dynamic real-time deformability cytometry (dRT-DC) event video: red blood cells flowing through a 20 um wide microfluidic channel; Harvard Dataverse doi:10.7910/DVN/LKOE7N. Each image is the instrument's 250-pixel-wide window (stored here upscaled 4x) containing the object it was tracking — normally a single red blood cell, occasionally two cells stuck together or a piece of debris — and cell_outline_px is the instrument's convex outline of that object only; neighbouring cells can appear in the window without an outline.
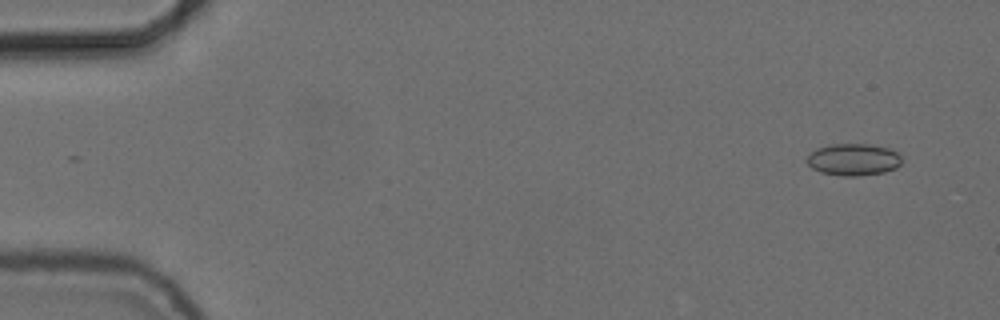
{"species": "common noctule bat (a hibernating species)", "species_latin": "Nyctalus noctula", "temperature_condition": "cold", "stored_images_in_passage": 51, "camera_frame_rate_fps": 3000, "um_per_image_px": 0.085, "animal": {"sex": "female", "body_mass_g": 24.6, "forearm_length_mm": 56.2}, "frame": {"image": 1, "passage_image": 1, "time_ms": 0.0, "image_size_px": [1000, 320], "cell_outline_px": [[900, 164], [896, 168], [884, 172], [856, 176], [844, 176], [820, 172], [812, 168], [808, 164], [808, 156], [816, 148], [828, 144], [868, 144], [892, 148], [900, 156]], "centroid_in_image_um": [72.54, 13.55], "position_along_channel_um": 12.5, "area_um2": 17.63}}
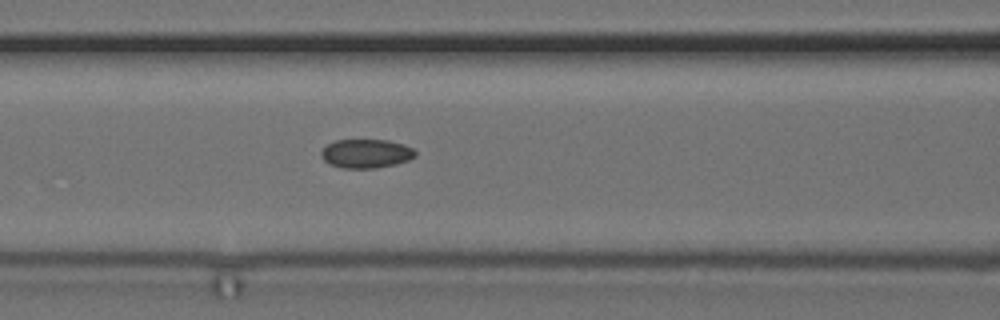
{"frame": {"image": 2, "passage_image": 21, "time_ms": 6.667, "image_size_px": [1000, 320], "cell_outline_px": [[416, 156], [408, 160], [396, 164], [376, 168], [344, 168], [332, 164], [324, 160], [320, 156], [320, 152], [328, 144], [336, 140], [388, 140], [404, 144], [412, 148], [416, 152]], "centroid_in_image_um": [31.14, 13.05], "position_along_channel_um": 135.5, "area_um2": 15.78}}
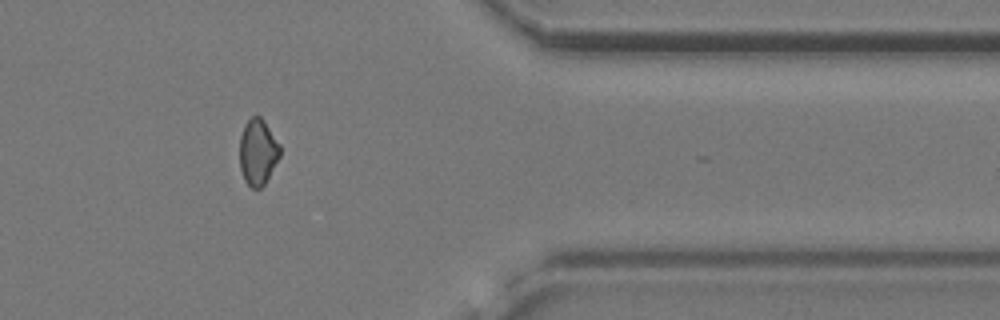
{"frame": {"image": 3, "passage_image": 43, "time_ms": 14.0, "image_size_px": [1000, 320], "cell_outline_px": [[280, 156], [264, 184], [260, 188], [252, 188], [244, 180], [240, 168], [240, 136], [244, 124], [252, 116], [260, 116], [264, 120], [280, 144]], "centroid_in_image_um": [21.91, 12.9], "position_along_channel_um": 389.5, "area_um2": 15.49}}